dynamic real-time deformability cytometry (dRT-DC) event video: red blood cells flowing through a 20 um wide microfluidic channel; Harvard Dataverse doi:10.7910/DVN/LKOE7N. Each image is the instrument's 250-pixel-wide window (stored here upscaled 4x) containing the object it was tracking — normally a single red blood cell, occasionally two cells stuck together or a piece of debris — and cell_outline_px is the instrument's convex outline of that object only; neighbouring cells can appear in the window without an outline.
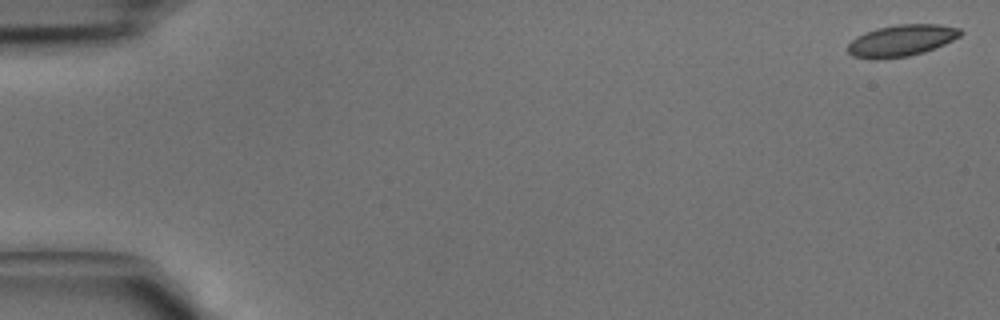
{"species": "common noctule bat (a hibernating species)", "species_latin": "Nyctalus noctula", "temperature_condition": "cold", "stored_images_in_passage": 43, "camera_frame_rate_fps": 3000, "um_per_image_px": 0.085, "animal": {"sex": "male", "body_mass_g": 15.6}, "frame": {"image": 1, "passage_image": 1, "time_ms": 0.0, "image_size_px": [1000, 320], "cell_outline_px": [[964, 32], [960, 36], [944, 44], [924, 52], [908, 56], [876, 60], [852, 56], [848, 52], [848, 44], [856, 36], [876, 28], [900, 24], [940, 24], [960, 28]], "centroid_in_image_um": [76.62, 3.44], "position_along_channel_um": 8.4, "area_um2": 20.81}}
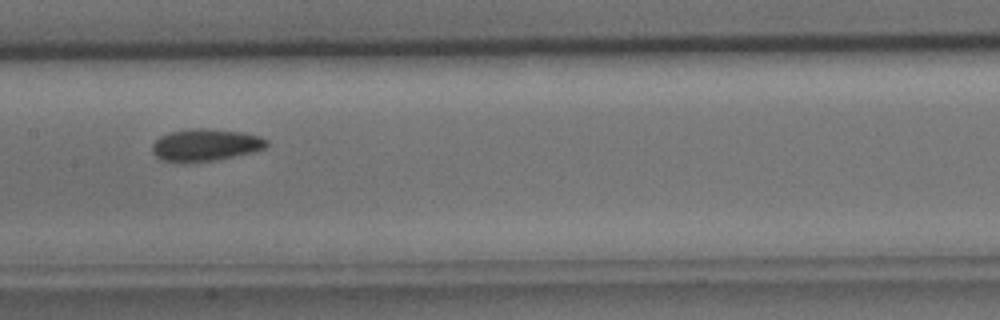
{"frame": {"image": 2, "passage_image": 22, "time_ms": 7.0, "image_size_px": [1000, 320], "cell_outline_px": [[268, 144], [264, 148], [252, 152], [212, 160], [164, 160], [156, 156], [152, 152], [152, 144], [160, 136], [172, 132], [196, 128], [200, 128], [240, 132], [260, 136], [268, 140]], "centroid_in_image_um": [17.49, 12.29], "position_along_channel_um": 189.9, "area_um2": 20.52}}
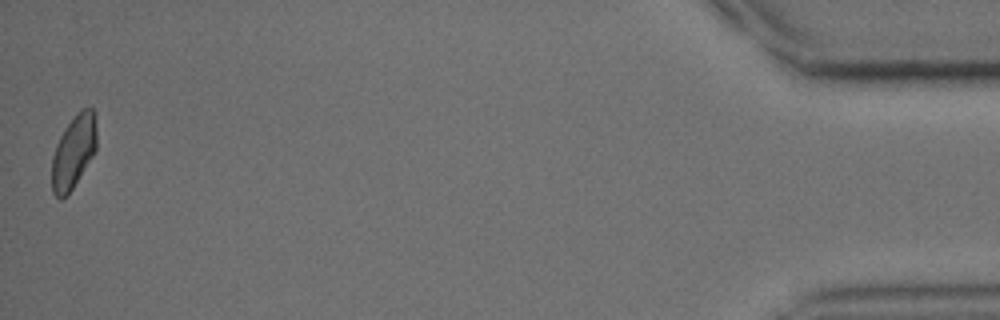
{"frame": {"image": 3, "passage_image": 43, "time_ms": 14.0, "image_size_px": [1000, 320], "cell_outline_px": [[96, 148], [92, 156], [68, 196], [60, 200], [52, 192], [52, 156], [56, 144], [64, 128], [76, 112], [80, 108], [92, 108], [96, 112]], "centroid_in_image_um": [6.25, 12.88], "position_along_channel_um": 429.0, "area_um2": 19.36}}